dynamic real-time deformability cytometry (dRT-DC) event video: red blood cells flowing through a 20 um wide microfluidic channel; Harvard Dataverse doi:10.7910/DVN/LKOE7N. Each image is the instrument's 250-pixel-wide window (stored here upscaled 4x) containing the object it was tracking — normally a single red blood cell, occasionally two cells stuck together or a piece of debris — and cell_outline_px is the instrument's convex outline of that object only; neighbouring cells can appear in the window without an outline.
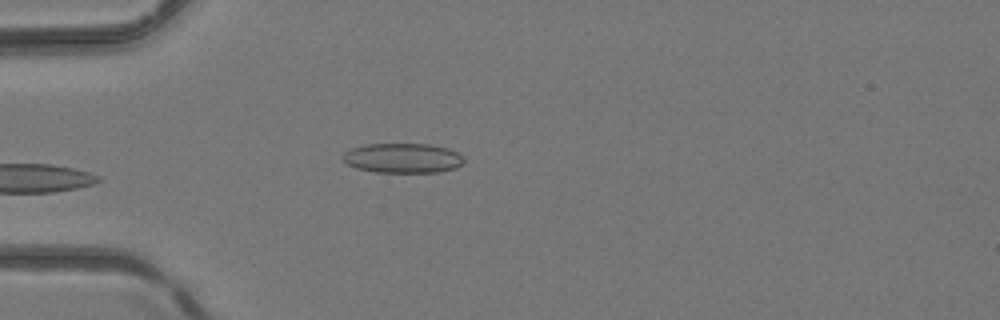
{"species": "common noctule bat (a hibernating species)", "species_latin": "Nyctalus noctula", "temperature_condition": "room temperature", "stored_images_in_passage": 4, "camera_frame_rate_fps": 3000, "um_per_image_px": 0.085, "animal": {"sex": "female", "body_mass_g": 24.6, "forearm_length_mm": 56.2}, "frame": {"image": 1, "passage_image": 4, "time_ms": 1.0, "image_size_px": [1000, 320], "cell_outline_px": [[464, 164], [456, 168], [436, 172], [376, 172], [356, 168], [348, 164], [340, 156], [344, 152], [352, 148], [364, 144], [428, 144], [448, 148], [456, 152], [464, 160]], "centroid_in_image_um": [34.21, 13.43], "position_along_channel_um": 50.8, "area_um2": 20.98}}